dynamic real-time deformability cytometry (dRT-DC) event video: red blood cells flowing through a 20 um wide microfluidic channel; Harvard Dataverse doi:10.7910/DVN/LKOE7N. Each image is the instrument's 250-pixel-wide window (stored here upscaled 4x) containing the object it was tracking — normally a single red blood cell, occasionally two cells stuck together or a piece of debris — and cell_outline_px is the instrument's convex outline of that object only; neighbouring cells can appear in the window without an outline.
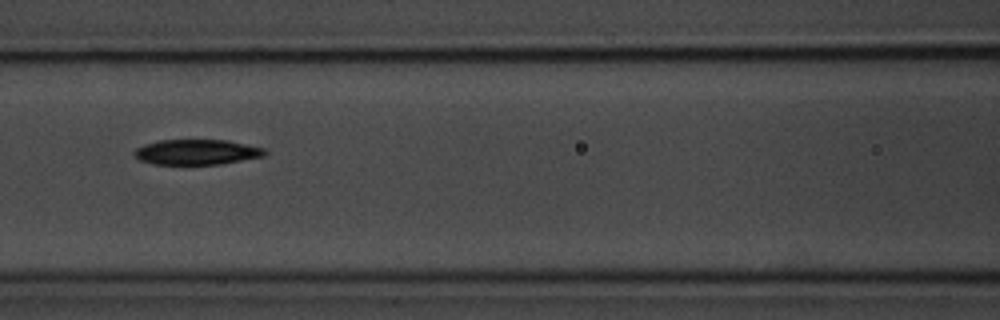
{"species": "common noctule bat (a hibernating species)", "species_latin": "Nyctalus noctula", "temperature_condition": "room temperature", "stored_images_in_passage": 7, "camera_frame_rate_fps": 3000, "um_per_image_px": 0.085, "animal": {"sex": "male", "body_mass_g": 20.1, "forearm_length_mm": 53.5}, "frame": {"image": 1, "passage_image": 5, "time_ms": 1.333, "image_size_px": [1000, 320], "cell_outline_px": [[268, 152], [264, 156], [220, 164], [152, 164], [140, 160], [132, 152], [136, 148], [144, 144], [160, 140], [228, 140], [264, 148]], "centroid_in_image_um": [16.72, 12.92], "position_along_channel_um": 149.9, "area_um2": 19.19}}
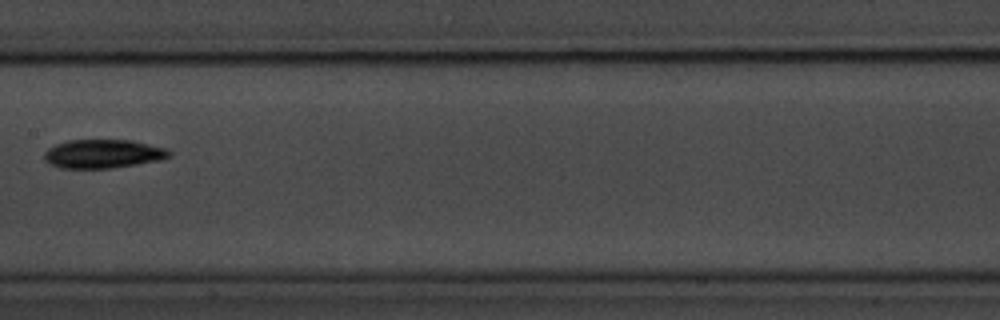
{"frame": {"image": 2, "passage_image": 6, "time_ms": 1.667, "image_size_px": [1000, 320], "cell_outline_px": [[172, 156], [164, 160], [112, 168], [60, 168], [48, 164], [44, 160], [44, 152], [48, 148], [56, 144], [68, 140], [132, 140], [164, 148], [172, 152]], "centroid_in_image_um": [8.76, 13.08], "position_along_channel_um": 198.6, "area_um2": 21.15}}